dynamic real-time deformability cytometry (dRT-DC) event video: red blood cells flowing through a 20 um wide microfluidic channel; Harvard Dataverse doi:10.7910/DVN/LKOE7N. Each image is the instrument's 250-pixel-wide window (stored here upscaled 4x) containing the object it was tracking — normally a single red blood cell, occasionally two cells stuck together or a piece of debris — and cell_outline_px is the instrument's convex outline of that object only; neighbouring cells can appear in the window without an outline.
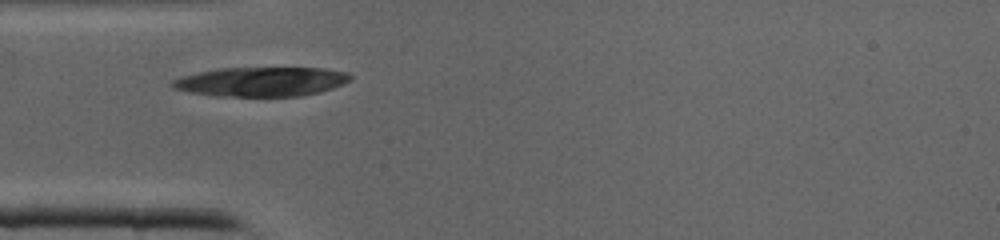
{"species": "common noctule bat (a hibernating species)", "species_latin": "Nyctalus noctula", "temperature_condition": "cold", "stored_images_in_passage": 29, "camera_frame_rate_fps": 3000, "um_per_image_px": 0.085, "animal": {"sex": "male", "body_mass_g": 19.0, "forearm_length_mm": 50.8}, "frame": {"image": 1, "passage_image": 1, "time_ms": 0.0, "image_size_px": [1000, 240], "cell_outline_px": [[352, 80], [332, 88], [320, 92], [300, 96], [220, 96], [188, 92], [172, 88], [168, 84], [172, 80], [180, 76], [220, 68], [324, 68], [348, 72], [352, 76]], "centroid_in_image_um": [22.2, 6.94], "position_along_channel_um": 62.8, "area_um2": 30.58}}
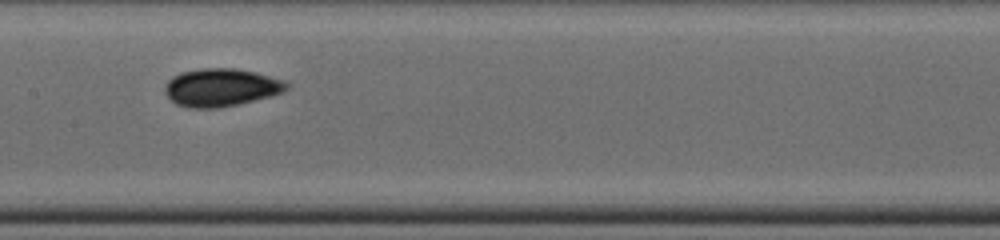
{"frame": {"image": 2, "passage_image": 9, "time_ms": 2.667, "image_size_px": [1000, 240], "cell_outline_px": [[292, 84], [284, 92], [236, 104], [216, 108], [192, 108], [176, 104], [168, 96], [164, 88], [164, 84], [172, 76], [180, 72], [200, 68], [236, 68], [256, 72], [284, 80]], "centroid_in_image_um": [18.79, 7.41], "position_along_channel_um": 188.6, "area_um2": 26.88}}
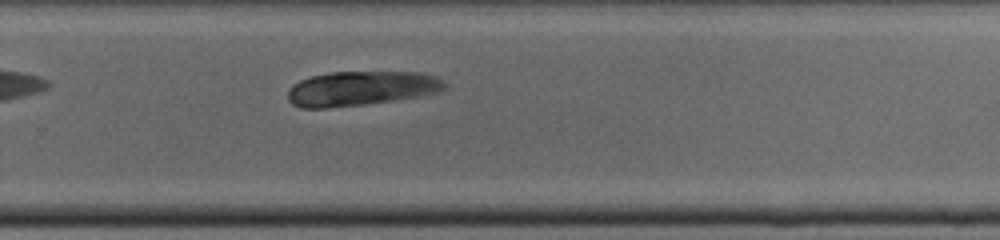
{"frame": {"image": 3, "passage_image": 16, "time_ms": 5.0, "image_size_px": [1000, 240], "cell_outline_px": [[448, 88], [440, 92], [416, 96], [364, 104], [324, 108], [300, 108], [292, 104], [288, 100], [288, 92], [292, 84], [300, 80], [312, 76], [332, 72], [420, 72], [436, 76], [444, 80], [448, 84]], "centroid_in_image_um": [30.71, 7.51], "position_along_channel_um": 299.1, "area_um2": 31.56}}